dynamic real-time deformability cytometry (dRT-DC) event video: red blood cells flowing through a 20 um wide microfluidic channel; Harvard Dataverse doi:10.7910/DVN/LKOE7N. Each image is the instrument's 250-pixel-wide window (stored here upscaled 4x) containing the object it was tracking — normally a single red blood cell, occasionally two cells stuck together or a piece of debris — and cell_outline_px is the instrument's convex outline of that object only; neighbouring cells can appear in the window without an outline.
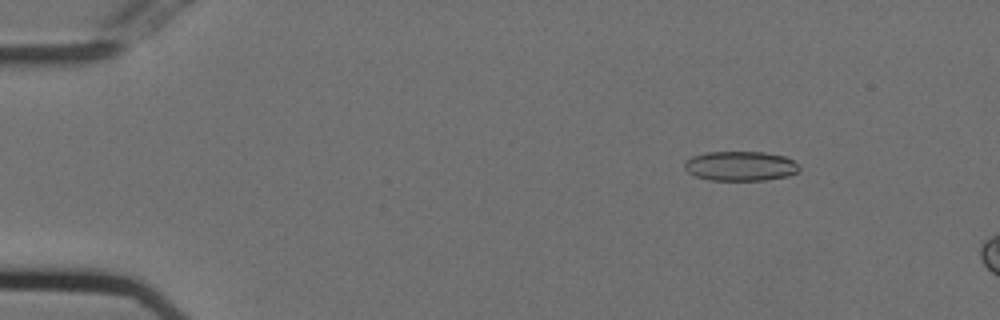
{"species": "Egyptian fruit bat (a non-hibernating species)", "species_latin": "Rousettus aegyptiacus", "temperature_condition": "cold", "stored_images_in_passage": 54, "camera_frame_rate_fps": 3000, "um_per_image_px": 0.085, "animal": {"sex": "female"}, "frame": {"image": 1, "passage_image": 8, "time_ms": 2.333, "image_size_px": [1000, 320], "cell_outline_px": [[800, 168], [796, 172], [788, 176], [764, 180], [708, 180], [696, 176], [688, 172], [684, 168], [684, 164], [692, 156], [704, 152], [764, 152], [784, 156], [792, 160]], "centroid_in_image_um": [62.91, 14.11], "position_along_channel_um": 22.1, "area_um2": 19.71}}
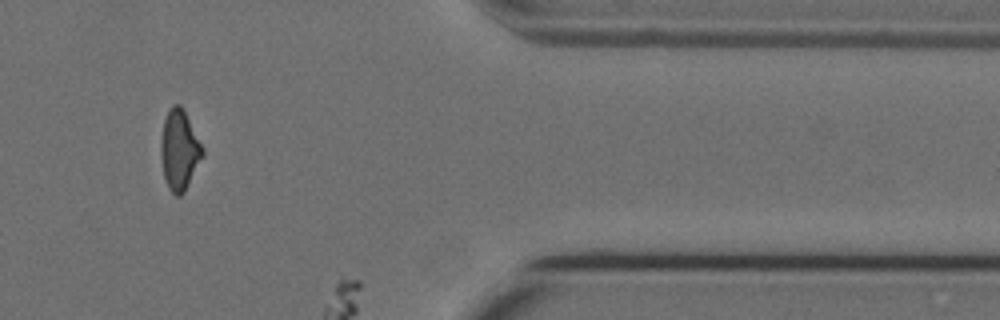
{"frame": {"image": 2, "passage_image": 47, "time_ms": 15.333, "image_size_px": [1000, 320], "cell_outline_px": [[204, 156], [184, 192], [180, 196], [176, 196], [168, 188], [164, 176], [160, 156], [160, 144], [164, 120], [172, 104], [180, 104], [184, 108], [204, 148]], "centroid_in_image_um": [15.26, 12.74], "position_along_channel_um": 396.1, "area_um2": 19.71}}